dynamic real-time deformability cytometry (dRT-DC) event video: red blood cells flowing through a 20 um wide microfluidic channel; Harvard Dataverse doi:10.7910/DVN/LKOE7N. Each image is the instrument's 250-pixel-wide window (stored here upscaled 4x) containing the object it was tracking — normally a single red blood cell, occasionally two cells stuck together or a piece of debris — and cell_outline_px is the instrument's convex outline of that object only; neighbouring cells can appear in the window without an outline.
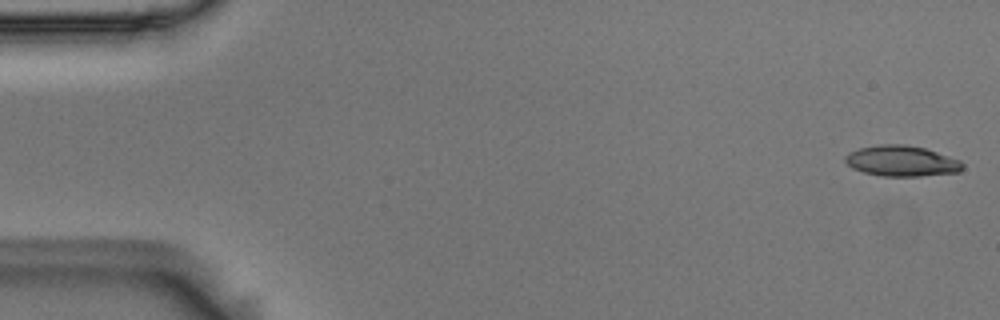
{"species": "Egyptian fruit bat (a non-hibernating species)", "species_latin": "Rousettus aegyptiacus", "temperature_condition": "room temperature", "stored_images_in_passage": 5, "camera_frame_rate_fps": 3000, "um_per_image_px": 0.085, "animal": {"sex": "male"}, "frame": {"image": 1, "passage_image": 1, "time_ms": 0.0, "image_size_px": [1000, 320], "cell_outline_px": [[964, 168], [960, 172], [920, 176], [884, 176], [864, 172], [852, 168], [844, 160], [844, 156], [848, 152], [860, 148], [880, 144], [904, 144], [924, 148], [960, 160], [964, 164]], "centroid_in_image_um": [76.64, 13.68], "position_along_channel_um": 8.4, "area_um2": 20.98}}